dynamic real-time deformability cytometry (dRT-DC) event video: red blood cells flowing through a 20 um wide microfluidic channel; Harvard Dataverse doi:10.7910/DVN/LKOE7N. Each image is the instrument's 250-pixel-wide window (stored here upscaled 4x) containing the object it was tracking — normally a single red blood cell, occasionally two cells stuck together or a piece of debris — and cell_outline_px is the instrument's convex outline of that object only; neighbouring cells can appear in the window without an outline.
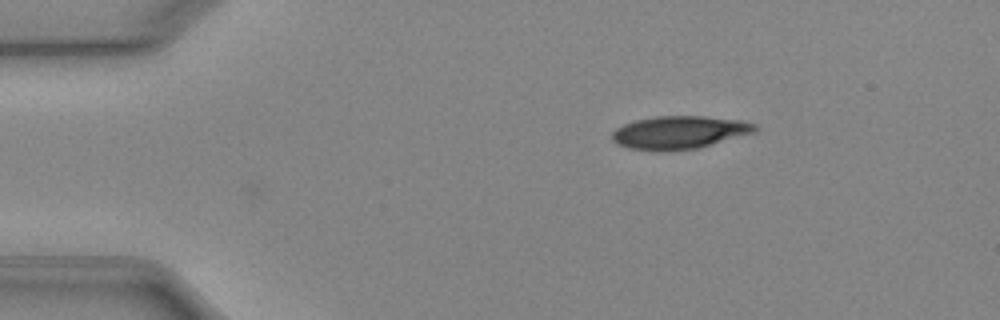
{"species": "Egyptian fruit bat (a non-hibernating species)", "species_latin": "Rousettus aegyptiacus", "temperature_condition": "cold", "stored_images_in_passage": 38, "camera_frame_rate_fps": 3000, "um_per_image_px": 0.085, "animal": {"sex": "female"}, "frame": {"image": 1, "passage_image": 1, "time_ms": 0.0, "image_size_px": [1000, 320], "cell_outline_px": [[760, 128], [756, 132], [696, 148], [656, 152], [652, 152], [628, 148], [616, 144], [612, 140], [612, 132], [616, 128], [624, 124], [636, 120], [656, 116], [704, 116], [744, 120], [756, 124]], "centroid_in_image_um": [57.74, 11.26], "position_along_channel_um": 27.3, "area_um2": 27.74}}
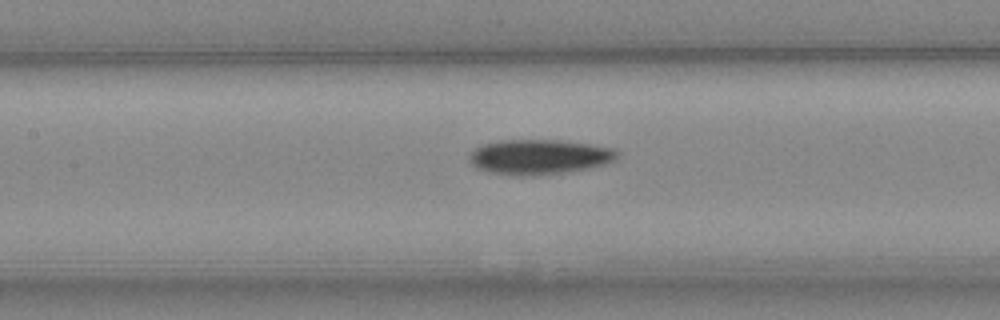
{"frame": {"image": 2, "passage_image": 16, "time_ms": 5.0, "image_size_px": [1000, 320], "cell_outline_px": [[620, 156], [616, 160], [604, 164], [588, 168], [540, 176], [512, 176], [488, 172], [476, 168], [468, 160], [468, 156], [476, 148], [484, 144], [500, 140], [556, 140], [588, 144], [612, 148], [620, 152]], "centroid_in_image_um": [45.82, 13.35], "position_along_channel_um": 161.6, "area_um2": 30.35}}
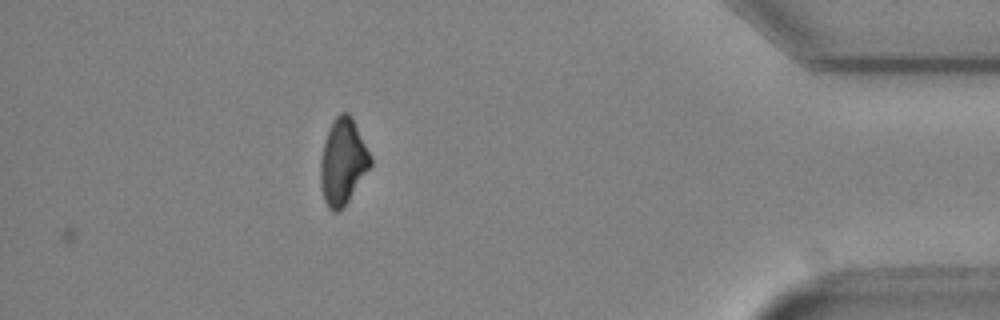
{"frame": {"image": 3, "passage_image": 38, "time_ms": 12.333, "image_size_px": [1000, 320], "cell_outline_px": [[372, 164], [348, 200], [336, 212], [332, 212], [328, 208], [324, 200], [320, 184], [320, 160], [324, 140], [328, 128], [336, 116], [340, 112], [348, 112], [352, 116], [372, 156]], "centroid_in_image_um": [29.13, 13.7], "position_along_channel_um": 406.1, "area_um2": 25.09}, "authors_computed_cell_mechanics": {"area_um2": 28.5532, "velocity_mm_per_s": 3.9473, "shape_relaxation_time_tau1_ms": 3.5092, "shape_relaxation_time_tau2_ms": null, "deformation_change_tau1": 0.0978, "deformation_change_tau2": null}}